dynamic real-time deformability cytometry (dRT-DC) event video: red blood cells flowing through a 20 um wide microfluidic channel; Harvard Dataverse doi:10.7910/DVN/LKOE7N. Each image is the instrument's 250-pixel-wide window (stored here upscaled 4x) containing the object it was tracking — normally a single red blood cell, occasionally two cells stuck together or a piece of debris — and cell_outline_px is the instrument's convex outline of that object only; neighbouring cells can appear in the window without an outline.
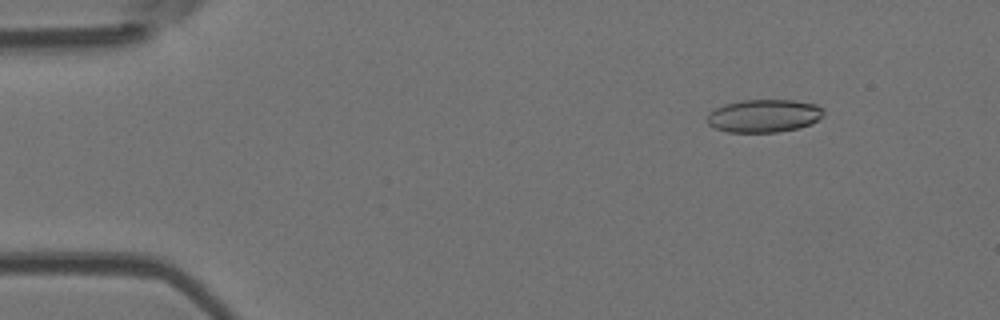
{"species": "Egyptian fruit bat (a non-hibernating species)", "species_latin": "Rousettus aegyptiacus", "temperature_condition": "room temperature", "stored_images_in_passage": 53, "camera_frame_rate_fps": 3000, "um_per_image_px": 0.085, "animal": {"sex": "female"}, "frame": {"image": 1, "passage_image": 7, "time_ms": 2.0, "image_size_px": [1000, 320], "cell_outline_px": [[824, 116], [808, 124], [796, 128], [776, 132], [728, 132], [716, 128], [708, 124], [708, 116], [716, 108], [724, 104], [740, 100], [792, 100], [816, 104], [824, 108]], "centroid_in_image_um": [64.95, 9.83], "position_along_channel_um": 20.0, "area_um2": 22.14}}
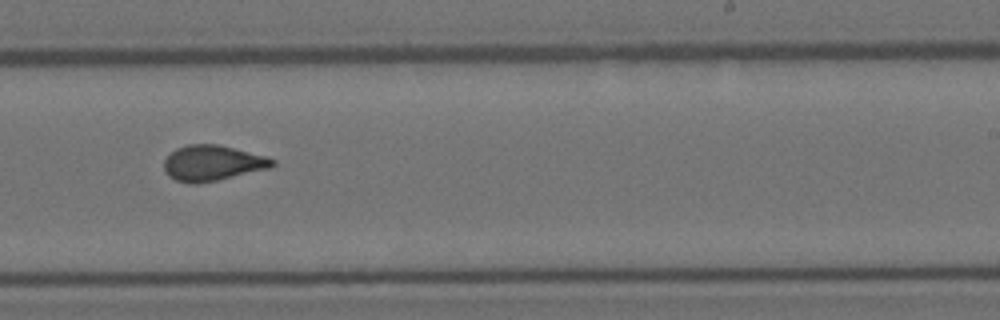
{"frame": {"image": 2, "passage_image": 33, "time_ms": 10.667, "image_size_px": [1000, 320], "cell_outline_px": [[276, 164], [268, 168], [216, 180], [196, 184], [188, 184], [176, 180], [168, 176], [164, 168], [164, 160], [176, 148], [188, 144], [216, 144], [268, 156], [276, 160]], "centroid_in_image_um": [18.05, 13.85], "position_along_channel_um": 271.0, "area_um2": 22.31}}
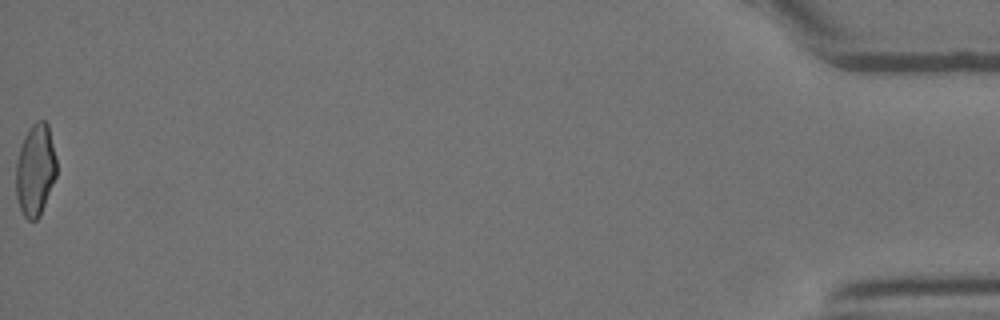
{"frame": {"image": 3, "passage_image": 53, "time_ms": 17.333, "image_size_px": [1000, 320], "cell_outline_px": [[56, 176], [40, 216], [36, 220], [28, 220], [24, 216], [20, 208], [16, 196], [16, 160], [24, 136], [32, 124], [36, 120], [44, 120], [48, 124], [56, 156]], "centroid_in_image_um": [3.0, 14.44], "position_along_channel_um": 432.2, "area_um2": 21.79}, "authors_computed_cell_mechanics": {"area_um2": 22.1952, "velocity_mm_per_s": 3.9144, "shape_relaxation_time_tau1_ms": 9.6969, "shape_relaxation_time_tau2_ms": 1.2861, "deformation_change_tau1": 0.2327, "deformation_change_tau2": 0.076}}